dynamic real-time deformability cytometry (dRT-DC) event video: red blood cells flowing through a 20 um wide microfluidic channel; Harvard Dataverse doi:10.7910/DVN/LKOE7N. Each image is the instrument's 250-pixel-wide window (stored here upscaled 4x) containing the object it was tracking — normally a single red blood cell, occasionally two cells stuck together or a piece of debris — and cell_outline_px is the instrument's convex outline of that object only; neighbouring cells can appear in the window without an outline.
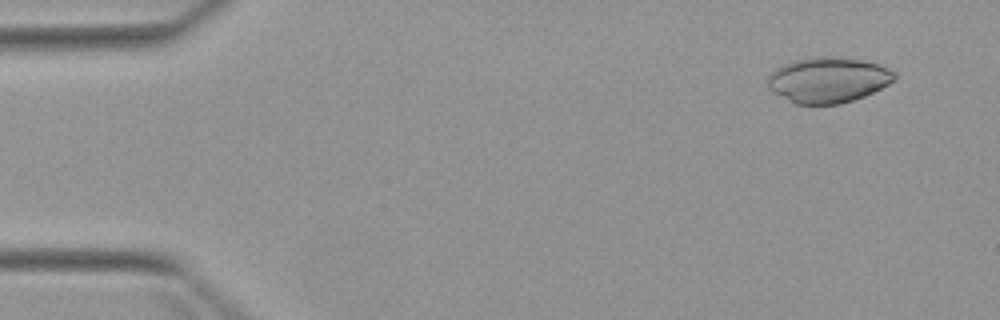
{"species": "Egyptian fruit bat (a non-hibernating species)", "species_latin": "Rousettus aegyptiacus", "temperature_condition": "warm", "stored_images_in_passage": 5, "camera_frame_rate_fps": 3000, "um_per_image_px": 0.085, "animal": {"sex": "female"}, "frame": {"image": 1, "passage_image": 1, "time_ms": 0.0, "image_size_px": [1000, 320], "cell_outline_px": [[896, 80], [864, 96], [840, 104], [796, 104], [772, 92], [768, 88], [768, 76], [776, 68], [792, 60], [812, 56], [832, 56], [860, 60], [880, 64], [896, 72]], "centroid_in_image_um": [70.38, 6.78], "position_along_channel_um": 14.6, "area_um2": 33.76}}
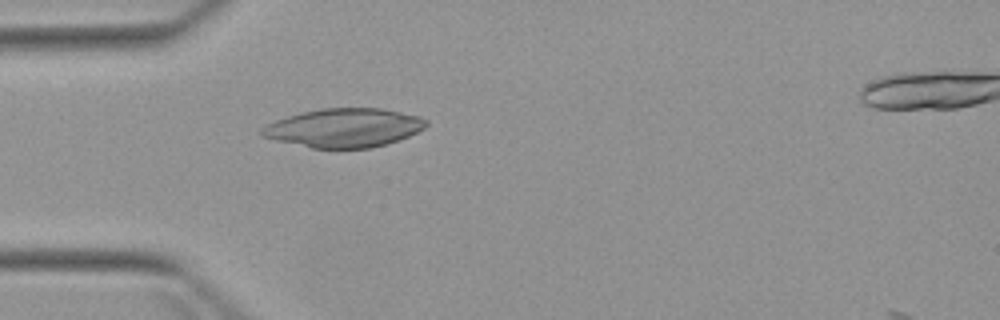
{"frame": {"image": 2, "passage_image": 4, "time_ms": 3.667, "image_size_px": [1000, 320], "cell_outline_px": [[428, 124], [424, 128], [408, 136], [388, 144], [372, 148], [312, 148], [276, 140], [260, 136], [256, 132], [260, 128], [276, 120], [300, 112], [320, 108], [380, 108], [420, 116], [428, 120]], "centroid_in_image_um": [29.22, 10.86], "position_along_channel_um": 55.8, "area_um2": 37.34}}